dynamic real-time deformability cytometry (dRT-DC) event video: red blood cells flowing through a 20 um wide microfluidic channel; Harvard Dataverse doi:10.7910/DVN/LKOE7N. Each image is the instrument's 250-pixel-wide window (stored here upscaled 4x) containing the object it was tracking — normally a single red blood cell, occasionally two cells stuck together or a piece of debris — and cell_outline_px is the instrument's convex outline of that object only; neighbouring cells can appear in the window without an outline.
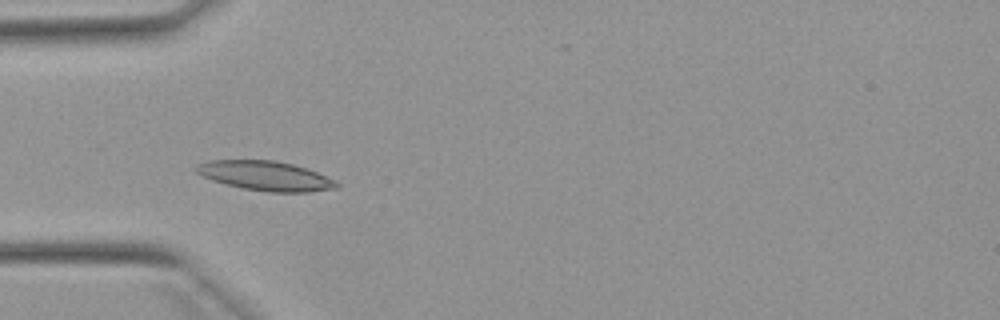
{"species": "Egyptian fruit bat (a non-hibernating species)", "species_latin": "Rousettus aegyptiacus", "temperature_condition": "warm", "stored_images_in_passage": 39, "camera_frame_rate_fps": 3000, "um_per_image_px": 0.085, "animal": {"sex": "female"}, "frame": {"image": 1, "passage_image": 3, "time_ms": 0.667, "image_size_px": [1000, 320], "cell_outline_px": [[340, 188], [308, 192], [268, 192], [244, 188], [224, 184], [212, 180], [196, 172], [192, 168], [196, 164], [208, 160], [272, 160], [292, 164], [316, 172], [336, 180], [340, 184]], "centroid_in_image_um": [22.56, 14.95], "position_along_channel_um": 62.4, "area_um2": 24.22}}
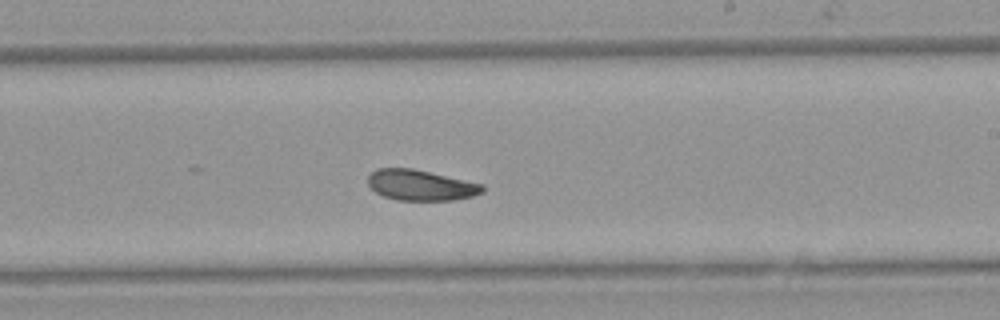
{"frame": {"image": 2, "passage_image": 18, "time_ms": 5.667, "image_size_px": [1000, 320], "cell_outline_px": [[484, 192], [472, 196], [452, 200], [396, 200], [384, 196], [376, 192], [368, 184], [368, 176], [376, 168], [412, 168], [484, 184]], "centroid_in_image_um": [35.76, 15.73], "position_along_channel_um": 253.2, "area_um2": 20.4}}
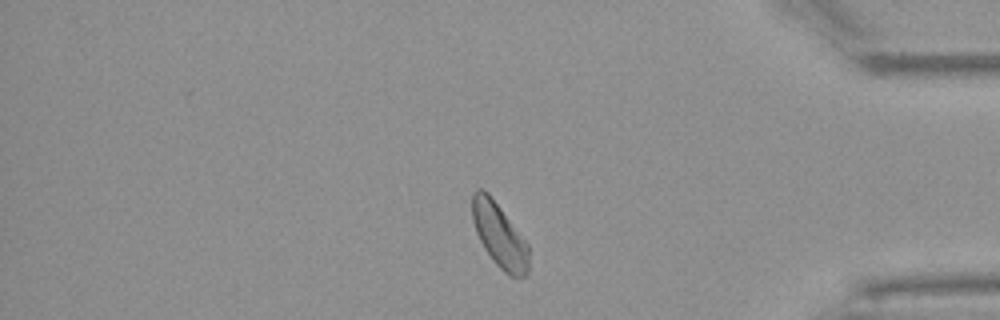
{"frame": {"image": 3, "passage_image": 31, "time_ms": 10.0, "image_size_px": [1000, 320], "cell_outline_px": [[528, 272], [524, 276], [516, 280], [508, 276], [492, 260], [484, 248], [476, 232], [472, 220], [472, 192], [476, 188], [480, 188], [488, 192], [528, 244]], "centroid_in_image_um": [42.44, 20.03], "position_along_channel_um": 392.8, "area_um2": 21.21}, "authors_computed_cell_mechanics": {"area_um2": 21.386, "velocity_mm_per_s": 3.8589, "shape_relaxation_time_tau1_ms": 3.7435, "shape_relaxation_time_tau2_ms": 7.4403, "deformation_change_tau1": 0.0992, "deformation_change_tau2": 0.1415}}